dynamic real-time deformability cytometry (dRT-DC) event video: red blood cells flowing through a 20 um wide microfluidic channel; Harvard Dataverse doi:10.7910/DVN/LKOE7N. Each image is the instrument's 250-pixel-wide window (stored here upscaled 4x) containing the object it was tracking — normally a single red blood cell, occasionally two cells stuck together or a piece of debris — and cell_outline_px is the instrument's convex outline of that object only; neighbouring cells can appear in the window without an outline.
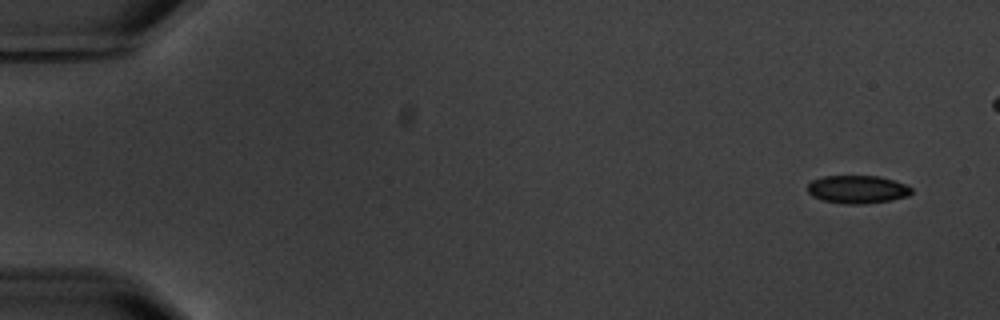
{"species": "common noctule bat (a hibernating species)", "species_latin": "Nyctalus noctula", "temperature_condition": "warm", "stored_images_in_passage": 5, "camera_frame_rate_fps": 3000, "um_per_image_px": 0.085, "animal": {"sex": "male", "body_mass_g": 20.1, "forearm_length_mm": 53.5}, "frame": {"image": 1, "passage_image": 1, "time_ms": 0.0, "image_size_px": [1000, 320], "cell_outline_px": [[912, 192], [908, 196], [892, 200], [864, 204], [848, 204], [824, 200], [812, 196], [808, 192], [808, 184], [812, 180], [824, 176], [880, 176], [904, 184], [912, 188]], "centroid_in_image_um": [72.89, 16.1], "position_along_channel_um": 12.1, "area_um2": 16.88}}